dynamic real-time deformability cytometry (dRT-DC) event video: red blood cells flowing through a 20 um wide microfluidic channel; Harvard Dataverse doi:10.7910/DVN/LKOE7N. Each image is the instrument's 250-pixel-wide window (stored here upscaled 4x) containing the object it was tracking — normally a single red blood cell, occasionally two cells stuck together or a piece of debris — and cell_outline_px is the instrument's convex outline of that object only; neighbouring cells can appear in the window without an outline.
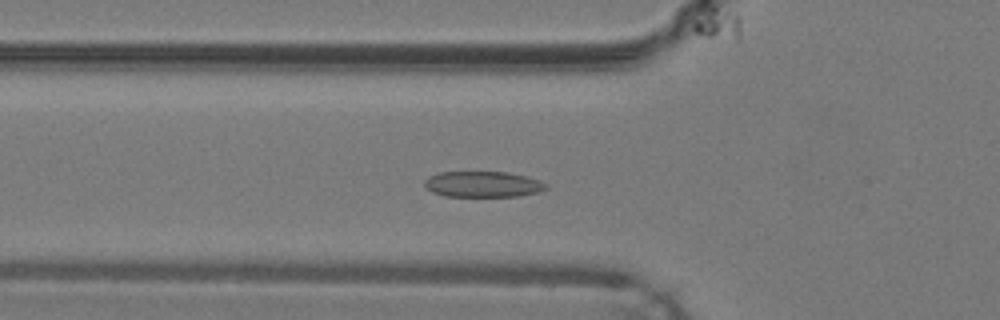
{"species": "common noctule bat (a hibernating species)", "species_latin": "Nyctalus noctula", "temperature_condition": "warm", "stored_images_in_passage": 45, "camera_frame_rate_fps": 3000, "um_per_image_px": 0.085, "animal": {"sex": "male", "body_mass_g": 19.2, "forearm_length_mm": 51.8}, "frame": {"image": 1, "passage_image": 13, "time_ms": 4.0, "image_size_px": [1000, 320], "cell_outline_px": [[548, 188], [540, 192], [520, 196], [444, 196], [432, 192], [424, 188], [424, 180], [428, 176], [440, 172], [508, 172], [528, 176], [540, 180], [548, 184]], "centroid_in_image_um": [41.06, 15.66], "position_along_channel_um": 84.7, "area_um2": 18.61}}
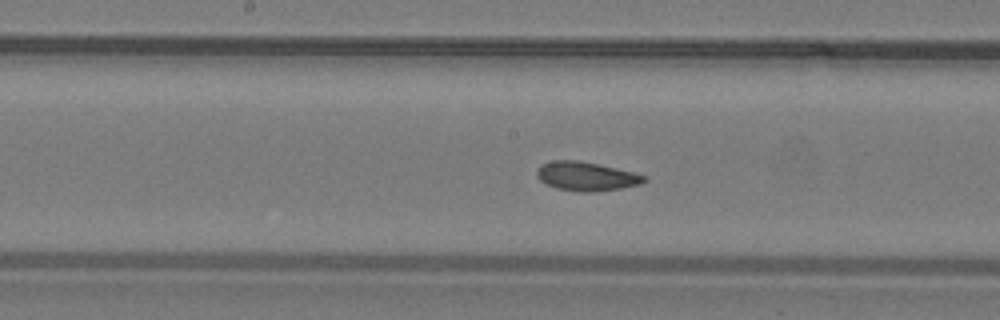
{"frame": {"image": 2, "passage_image": 21, "time_ms": 6.667, "image_size_px": [1000, 320], "cell_outline_px": [[648, 180], [640, 184], [620, 188], [592, 192], [576, 192], [556, 188], [540, 180], [536, 176], [536, 168], [540, 164], [552, 160], [580, 160], [636, 172], [648, 176]], "centroid_in_image_um": [49.84, 14.97], "position_along_channel_um": 198.4, "area_um2": 18.44}}
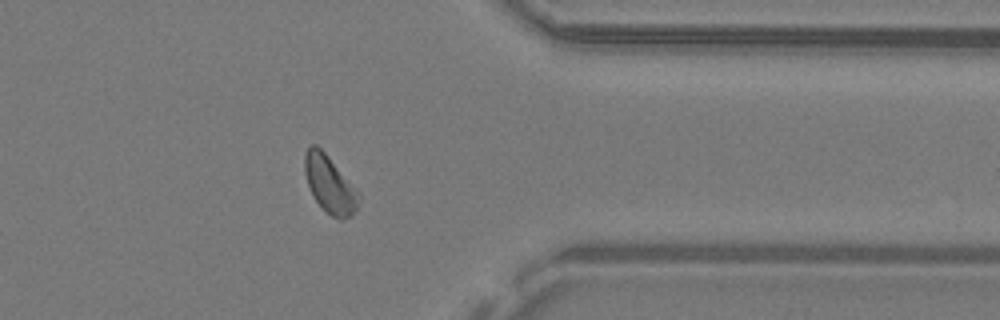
{"frame": {"image": 3, "passage_image": 35, "time_ms": 11.333, "image_size_px": [1000, 320], "cell_outline_px": [[360, 204], [352, 216], [340, 220], [332, 216], [312, 196], [304, 172], [304, 152], [312, 144], [316, 144], [328, 156], [360, 192]], "centroid_in_image_um": [28.05, 15.67], "position_along_channel_um": 383.4, "area_um2": 18.09}, "authors_computed_cell_mechanics": {"area_um2": 18.207, "velocity_mm_per_s": 4.2219, "shape_relaxation_time_tau1_ms": 4.3633, "shape_relaxation_time_tau2_ms": 2.8128, "deformation_change_tau1": 0.1295, "deformation_change_tau2": 0.0857}}